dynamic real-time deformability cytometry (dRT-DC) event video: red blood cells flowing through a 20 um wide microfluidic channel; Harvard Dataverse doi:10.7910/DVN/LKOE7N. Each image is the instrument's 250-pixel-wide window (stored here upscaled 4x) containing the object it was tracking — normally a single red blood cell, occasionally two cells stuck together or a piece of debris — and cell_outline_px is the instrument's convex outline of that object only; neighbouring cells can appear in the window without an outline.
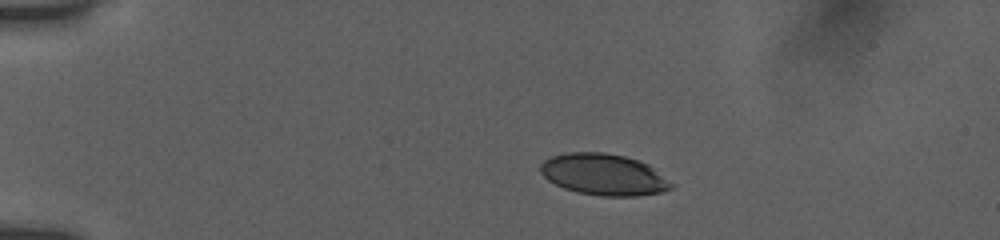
{"species": "human", "species_latin": "Homo sapiens", "temperature_condition": "room temperature", "stored_images_in_passage": 43, "camera_frame_rate_fps": 3000, "um_per_image_px": 0.085, "donor": {"sex": "female"}, "frame": {"image": 1, "passage_image": 1, "time_ms": 0.0, "image_size_px": [1000, 240], "cell_outline_px": [[676, 184], [672, 188], [660, 192], [636, 196], [600, 196], [576, 192], [564, 188], [548, 180], [540, 172], [540, 164], [544, 160], [552, 156], [564, 152], [604, 152], [624, 156], [640, 160], [648, 164]], "centroid_in_image_um": [51.33, 14.83], "position_along_channel_um": 33.7, "area_um2": 31.85}}
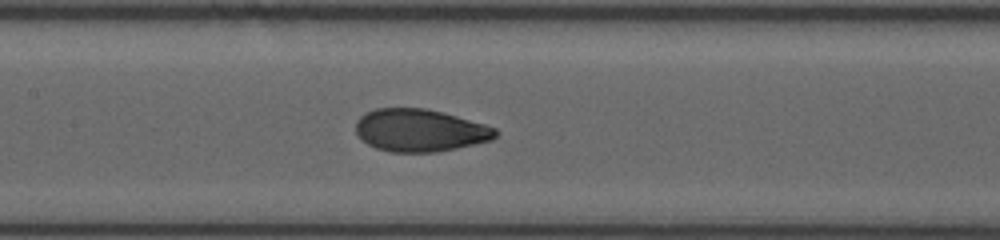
{"frame": {"image": 2, "passage_image": 17, "time_ms": 5.333, "image_size_px": [1000, 240], "cell_outline_px": [[500, 132], [492, 140], [456, 148], [436, 152], [392, 152], [376, 148], [360, 140], [356, 136], [356, 120], [364, 112], [376, 108], [424, 108], [444, 112], [484, 124], [496, 128]], "centroid_in_image_um": [35.67, 11.07], "position_along_channel_um": 171.7, "area_um2": 34.91}}
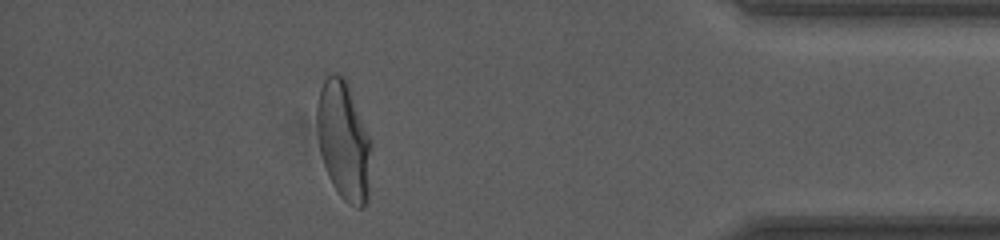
{"frame": {"image": 3, "passage_image": 38, "time_ms": 12.333, "image_size_px": [1000, 240], "cell_outline_px": [[372, 144], [368, 204], [360, 208], [356, 208], [348, 204], [340, 196], [332, 184], [328, 176], [320, 152], [316, 124], [316, 104], [320, 88], [324, 80], [332, 72], [336, 72], [344, 76], [348, 84], [372, 140]], "centroid_in_image_um": [29.23, 11.97], "position_along_channel_um": 406.0, "area_um2": 38.38}, "authors_computed_cell_mechanics": {"area_um2": 35.0268, "velocity_mm_per_s": 3.865, "shape_relaxation_time_tau1_ms": 3.8833, "shape_relaxation_time_tau2_ms": 0.7127, "deformation_change_tau1": 0.1657, "deformation_change_tau2": 0.0545}}